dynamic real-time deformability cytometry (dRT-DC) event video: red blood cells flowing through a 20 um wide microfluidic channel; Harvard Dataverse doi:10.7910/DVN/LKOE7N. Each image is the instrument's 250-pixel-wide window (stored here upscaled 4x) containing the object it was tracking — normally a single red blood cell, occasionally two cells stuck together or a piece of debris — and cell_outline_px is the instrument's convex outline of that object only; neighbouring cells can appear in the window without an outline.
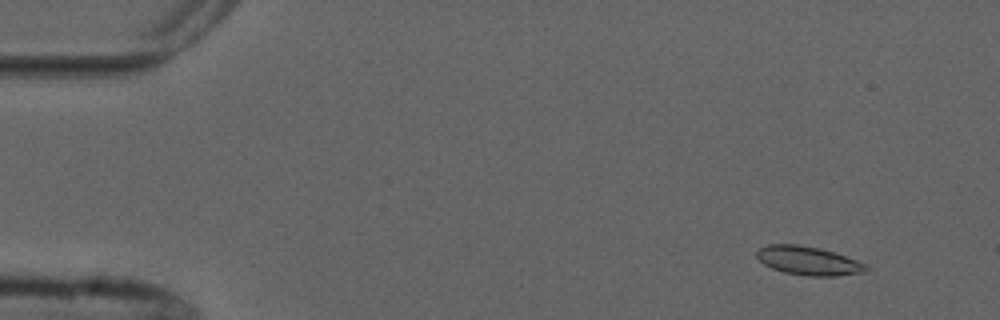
{"species": "common noctule bat (a hibernating species)", "species_latin": "Nyctalus noctula", "temperature_condition": "cold", "stored_images_in_passage": 6, "camera_frame_rate_fps": 3000, "um_per_image_px": 0.085, "animal": {"sex": "male", "forearm_length_mm": 52.5}, "frame": {"image": 1, "passage_image": 2, "time_ms": 1.333, "image_size_px": [1000, 320], "cell_outline_px": [[868, 268], [864, 272], [836, 276], [808, 276], [784, 272], [772, 268], [764, 264], [756, 256], [756, 252], [760, 248], [768, 244], [796, 244], [820, 248], [836, 252], [868, 264]], "centroid_in_image_um": [68.74, 22.16], "position_along_channel_um": 16.3, "area_um2": 18.38}}
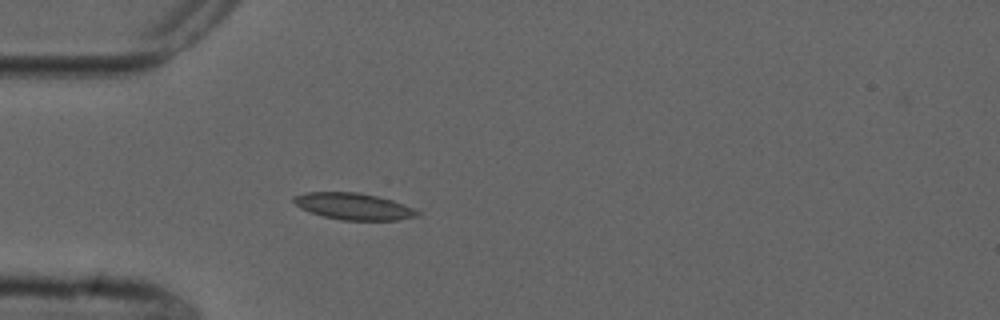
{"frame": {"image": 2, "passage_image": 5, "time_ms": 5.0, "image_size_px": [1000, 320], "cell_outline_px": [[424, 212], [416, 216], [396, 220], [340, 220], [324, 216], [300, 208], [292, 200], [292, 196], [304, 192], [356, 192], [376, 196], [392, 200], [404, 204]], "centroid_in_image_um": [30.06, 17.53], "position_along_channel_um": 54.9, "area_um2": 19.19}}